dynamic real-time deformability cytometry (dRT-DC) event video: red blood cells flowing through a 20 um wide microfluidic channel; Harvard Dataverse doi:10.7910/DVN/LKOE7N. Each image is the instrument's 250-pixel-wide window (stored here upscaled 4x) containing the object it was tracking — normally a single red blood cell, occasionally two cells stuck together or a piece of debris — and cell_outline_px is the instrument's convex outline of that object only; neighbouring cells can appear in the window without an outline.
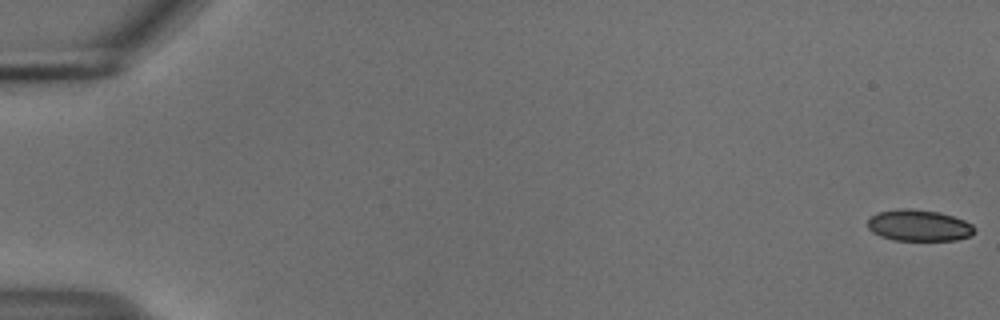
{"species": "common noctule bat (a hibernating species)", "species_latin": "Nyctalus noctula", "temperature_condition": "cold", "stored_images_in_passage": 55, "camera_frame_rate_fps": 3000, "um_per_image_px": 0.085, "animal": {"sex": "male", "body_mass_g": 18.8}, "frame": {"image": 1, "passage_image": 1, "time_ms": 0.0, "image_size_px": [1000, 320], "cell_outline_px": [[976, 228], [972, 236], [956, 240], [892, 240], [880, 236], [872, 232], [868, 228], [868, 220], [876, 212], [896, 208], [912, 208], [940, 212], [964, 220], [972, 224]], "centroid_in_image_um": [78.1, 19.15], "position_along_channel_um": 6.9, "area_um2": 19.83}}
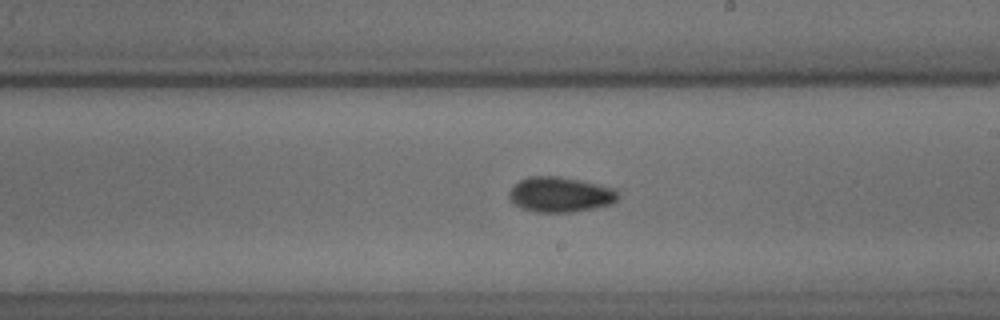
{"frame": {"image": 2, "passage_image": 33, "time_ms": 10.667, "image_size_px": [1000, 320], "cell_outline_px": [[620, 192], [616, 200], [612, 204], [596, 208], [572, 212], [536, 212], [524, 208], [516, 204], [508, 196], [508, 192], [520, 180], [528, 176], [560, 176], [580, 180], [616, 188]], "centroid_in_image_um": [47.67, 16.53], "position_along_channel_um": 241.3, "area_um2": 22.37}}
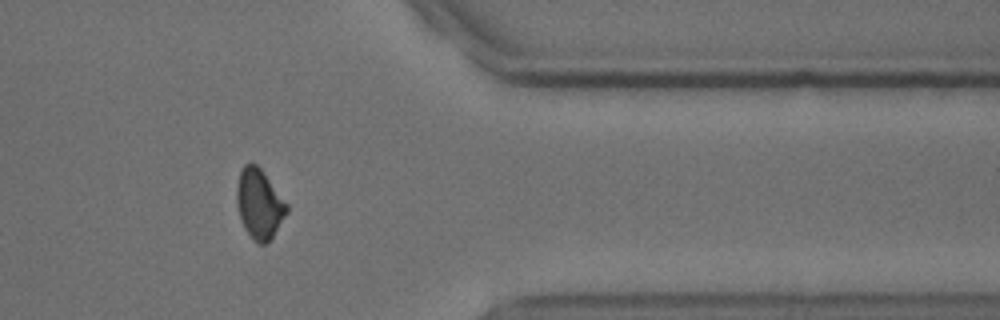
{"frame": {"image": 3, "passage_image": 46, "time_ms": 15.0, "image_size_px": [1000, 320], "cell_outline_px": [[288, 212], [272, 236], [264, 244], [260, 244], [252, 240], [244, 228], [240, 220], [236, 204], [236, 188], [240, 172], [244, 164], [256, 164], [264, 172], [288, 204]], "centroid_in_image_um": [22.02, 17.33], "position_along_channel_um": 389.4, "area_um2": 20.35}, "authors_computed_cell_mechanics": {"area_um2": 20.6346, "velocity_mm_per_s": 3.7259, "shape_relaxation_time_tau1_ms": 10.4354, "shape_relaxation_time_tau2_ms": 2.9868, "deformation_change_tau1": 0.1331, "deformation_change_tau2": 0.076}}